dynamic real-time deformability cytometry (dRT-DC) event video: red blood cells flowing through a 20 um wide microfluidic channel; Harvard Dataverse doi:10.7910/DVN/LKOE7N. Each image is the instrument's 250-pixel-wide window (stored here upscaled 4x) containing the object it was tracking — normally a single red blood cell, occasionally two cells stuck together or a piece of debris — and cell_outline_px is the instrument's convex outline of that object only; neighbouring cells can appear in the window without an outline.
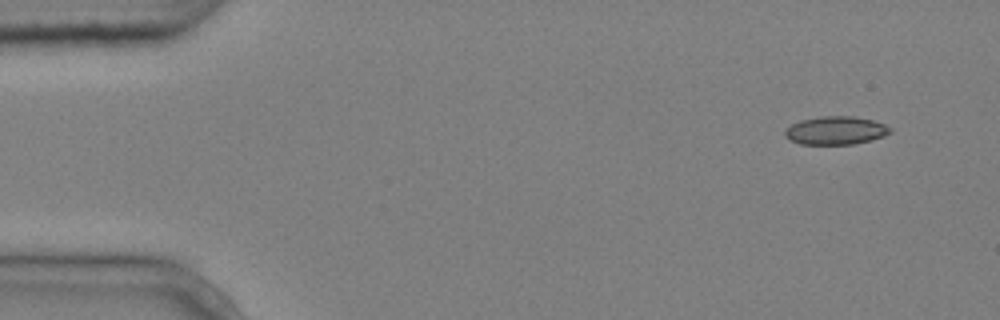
{"species": "common noctule bat (a hibernating species)", "species_latin": "Nyctalus noctula", "temperature_condition": "cold", "stored_images_in_passage": 4, "camera_frame_rate_fps": 3000, "um_per_image_px": 0.085, "animal": {"sex": "male", "body_mass_g": 20.4}, "frame": {"image": 1, "passage_image": 1, "time_ms": 0.0, "image_size_px": [1000, 320], "cell_outline_px": [[892, 132], [884, 136], [872, 140], [852, 144], [800, 144], [788, 140], [784, 136], [784, 132], [792, 124], [800, 120], [820, 116], [856, 116], [872, 120], [884, 124], [892, 128]], "centroid_in_image_um": [71.04, 11.09], "position_along_channel_um": 14.0, "area_um2": 17.46}}
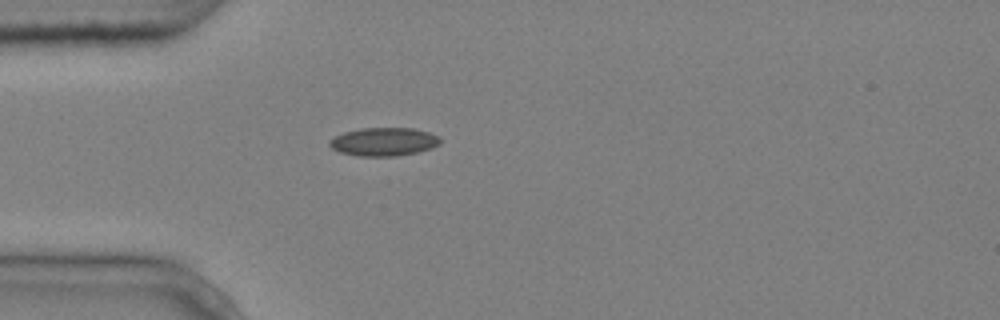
{"frame": {"image": 2, "passage_image": 4, "time_ms": 1.0, "image_size_px": [1000, 320], "cell_outline_px": [[440, 144], [432, 148], [420, 152], [396, 156], [356, 156], [340, 152], [332, 148], [328, 144], [328, 140], [344, 132], [360, 128], [412, 128], [428, 132], [440, 136]], "centroid_in_image_um": [32.63, 12.05], "position_along_channel_um": 52.4, "area_um2": 18.44}}